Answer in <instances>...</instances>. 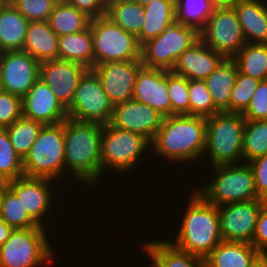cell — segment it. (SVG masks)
Instances as JSON below:
<instances>
[{"label":"cell","mask_w":267,"mask_h":267,"mask_svg":"<svg viewBox=\"0 0 267 267\" xmlns=\"http://www.w3.org/2000/svg\"><path fill=\"white\" fill-rule=\"evenodd\" d=\"M209 183L195 190L206 202L220 207L226 204L259 199L254 173L249 163L242 162L211 168Z\"/></svg>","instance_id":"obj_5"},{"label":"cell","mask_w":267,"mask_h":267,"mask_svg":"<svg viewBox=\"0 0 267 267\" xmlns=\"http://www.w3.org/2000/svg\"><path fill=\"white\" fill-rule=\"evenodd\" d=\"M150 261H151L152 264H149V265L144 266V267H158V265L153 260H150Z\"/></svg>","instance_id":"obj_51"},{"label":"cell","mask_w":267,"mask_h":267,"mask_svg":"<svg viewBox=\"0 0 267 267\" xmlns=\"http://www.w3.org/2000/svg\"><path fill=\"white\" fill-rule=\"evenodd\" d=\"M199 39L197 29L174 20L159 36L141 45L143 66L171 71L181 54Z\"/></svg>","instance_id":"obj_9"},{"label":"cell","mask_w":267,"mask_h":267,"mask_svg":"<svg viewBox=\"0 0 267 267\" xmlns=\"http://www.w3.org/2000/svg\"><path fill=\"white\" fill-rule=\"evenodd\" d=\"M29 21H48L58 0H10Z\"/></svg>","instance_id":"obj_41"},{"label":"cell","mask_w":267,"mask_h":267,"mask_svg":"<svg viewBox=\"0 0 267 267\" xmlns=\"http://www.w3.org/2000/svg\"><path fill=\"white\" fill-rule=\"evenodd\" d=\"M238 68L232 58H225L204 80L214 106L220 112H229L230 94L235 84Z\"/></svg>","instance_id":"obj_28"},{"label":"cell","mask_w":267,"mask_h":267,"mask_svg":"<svg viewBox=\"0 0 267 267\" xmlns=\"http://www.w3.org/2000/svg\"><path fill=\"white\" fill-rule=\"evenodd\" d=\"M144 12V24L137 36L140 45L159 36L171 22L176 20L175 0H154L144 6Z\"/></svg>","instance_id":"obj_29"},{"label":"cell","mask_w":267,"mask_h":267,"mask_svg":"<svg viewBox=\"0 0 267 267\" xmlns=\"http://www.w3.org/2000/svg\"><path fill=\"white\" fill-rule=\"evenodd\" d=\"M199 37L208 47L225 58H233L246 44L237 13L227 0H221L215 6L199 31Z\"/></svg>","instance_id":"obj_11"},{"label":"cell","mask_w":267,"mask_h":267,"mask_svg":"<svg viewBox=\"0 0 267 267\" xmlns=\"http://www.w3.org/2000/svg\"><path fill=\"white\" fill-rule=\"evenodd\" d=\"M0 217L13 229L42 227L29 216L19 197L7 186L6 182H4Z\"/></svg>","instance_id":"obj_36"},{"label":"cell","mask_w":267,"mask_h":267,"mask_svg":"<svg viewBox=\"0 0 267 267\" xmlns=\"http://www.w3.org/2000/svg\"><path fill=\"white\" fill-rule=\"evenodd\" d=\"M163 118L157 110L131 99L113 107L109 124L117 129L141 134L151 142Z\"/></svg>","instance_id":"obj_17"},{"label":"cell","mask_w":267,"mask_h":267,"mask_svg":"<svg viewBox=\"0 0 267 267\" xmlns=\"http://www.w3.org/2000/svg\"><path fill=\"white\" fill-rule=\"evenodd\" d=\"M143 67L141 59L107 62L94 66L92 70L99 77L103 90L113 106L133 99L135 81Z\"/></svg>","instance_id":"obj_15"},{"label":"cell","mask_w":267,"mask_h":267,"mask_svg":"<svg viewBox=\"0 0 267 267\" xmlns=\"http://www.w3.org/2000/svg\"><path fill=\"white\" fill-rule=\"evenodd\" d=\"M133 99L157 110L164 117L170 116L167 70L143 66L136 77Z\"/></svg>","instance_id":"obj_20"},{"label":"cell","mask_w":267,"mask_h":267,"mask_svg":"<svg viewBox=\"0 0 267 267\" xmlns=\"http://www.w3.org/2000/svg\"><path fill=\"white\" fill-rule=\"evenodd\" d=\"M151 142L143 135L117 129L109 123L103 125L101 132V177L110 169L112 174H125L137 163L145 158L146 152L151 150ZM125 172V173H124Z\"/></svg>","instance_id":"obj_8"},{"label":"cell","mask_w":267,"mask_h":267,"mask_svg":"<svg viewBox=\"0 0 267 267\" xmlns=\"http://www.w3.org/2000/svg\"><path fill=\"white\" fill-rule=\"evenodd\" d=\"M28 23L10 1L0 3V52L23 50Z\"/></svg>","instance_id":"obj_25"},{"label":"cell","mask_w":267,"mask_h":267,"mask_svg":"<svg viewBox=\"0 0 267 267\" xmlns=\"http://www.w3.org/2000/svg\"><path fill=\"white\" fill-rule=\"evenodd\" d=\"M22 116V98L0 90V129L12 125Z\"/></svg>","instance_id":"obj_42"},{"label":"cell","mask_w":267,"mask_h":267,"mask_svg":"<svg viewBox=\"0 0 267 267\" xmlns=\"http://www.w3.org/2000/svg\"><path fill=\"white\" fill-rule=\"evenodd\" d=\"M263 255L267 259V250L263 253Z\"/></svg>","instance_id":"obj_53"},{"label":"cell","mask_w":267,"mask_h":267,"mask_svg":"<svg viewBox=\"0 0 267 267\" xmlns=\"http://www.w3.org/2000/svg\"><path fill=\"white\" fill-rule=\"evenodd\" d=\"M261 255L250 243L223 240L205 259L207 267H251Z\"/></svg>","instance_id":"obj_23"},{"label":"cell","mask_w":267,"mask_h":267,"mask_svg":"<svg viewBox=\"0 0 267 267\" xmlns=\"http://www.w3.org/2000/svg\"><path fill=\"white\" fill-rule=\"evenodd\" d=\"M221 0H175L176 20L200 31Z\"/></svg>","instance_id":"obj_33"},{"label":"cell","mask_w":267,"mask_h":267,"mask_svg":"<svg viewBox=\"0 0 267 267\" xmlns=\"http://www.w3.org/2000/svg\"><path fill=\"white\" fill-rule=\"evenodd\" d=\"M0 90H2V85H1V72H0Z\"/></svg>","instance_id":"obj_52"},{"label":"cell","mask_w":267,"mask_h":267,"mask_svg":"<svg viewBox=\"0 0 267 267\" xmlns=\"http://www.w3.org/2000/svg\"><path fill=\"white\" fill-rule=\"evenodd\" d=\"M255 181V189L259 199L267 201V154L249 162Z\"/></svg>","instance_id":"obj_44"},{"label":"cell","mask_w":267,"mask_h":267,"mask_svg":"<svg viewBox=\"0 0 267 267\" xmlns=\"http://www.w3.org/2000/svg\"><path fill=\"white\" fill-rule=\"evenodd\" d=\"M237 13L246 43L267 44V0H227Z\"/></svg>","instance_id":"obj_22"},{"label":"cell","mask_w":267,"mask_h":267,"mask_svg":"<svg viewBox=\"0 0 267 267\" xmlns=\"http://www.w3.org/2000/svg\"><path fill=\"white\" fill-rule=\"evenodd\" d=\"M190 115L210 117L220 112L212 101V97L204 80H189Z\"/></svg>","instance_id":"obj_40"},{"label":"cell","mask_w":267,"mask_h":267,"mask_svg":"<svg viewBox=\"0 0 267 267\" xmlns=\"http://www.w3.org/2000/svg\"><path fill=\"white\" fill-rule=\"evenodd\" d=\"M265 205L266 201L253 199L218 207L222 240L252 244L257 219Z\"/></svg>","instance_id":"obj_13"},{"label":"cell","mask_w":267,"mask_h":267,"mask_svg":"<svg viewBox=\"0 0 267 267\" xmlns=\"http://www.w3.org/2000/svg\"><path fill=\"white\" fill-rule=\"evenodd\" d=\"M2 90L23 98L39 79L40 62L23 50L0 53Z\"/></svg>","instance_id":"obj_14"},{"label":"cell","mask_w":267,"mask_h":267,"mask_svg":"<svg viewBox=\"0 0 267 267\" xmlns=\"http://www.w3.org/2000/svg\"><path fill=\"white\" fill-rule=\"evenodd\" d=\"M58 59L94 67L92 30L89 26L82 32L58 36Z\"/></svg>","instance_id":"obj_27"},{"label":"cell","mask_w":267,"mask_h":267,"mask_svg":"<svg viewBox=\"0 0 267 267\" xmlns=\"http://www.w3.org/2000/svg\"><path fill=\"white\" fill-rule=\"evenodd\" d=\"M243 162L267 154V120H246L243 135Z\"/></svg>","instance_id":"obj_34"},{"label":"cell","mask_w":267,"mask_h":267,"mask_svg":"<svg viewBox=\"0 0 267 267\" xmlns=\"http://www.w3.org/2000/svg\"><path fill=\"white\" fill-rule=\"evenodd\" d=\"M46 227L13 229L0 247V267H42L54 263L55 251ZM48 236V237H47Z\"/></svg>","instance_id":"obj_6"},{"label":"cell","mask_w":267,"mask_h":267,"mask_svg":"<svg viewBox=\"0 0 267 267\" xmlns=\"http://www.w3.org/2000/svg\"><path fill=\"white\" fill-rule=\"evenodd\" d=\"M189 80L167 70V88L171 101V115H190Z\"/></svg>","instance_id":"obj_39"},{"label":"cell","mask_w":267,"mask_h":267,"mask_svg":"<svg viewBox=\"0 0 267 267\" xmlns=\"http://www.w3.org/2000/svg\"><path fill=\"white\" fill-rule=\"evenodd\" d=\"M94 66L107 62L141 59L137 37L123 30L106 15L91 19Z\"/></svg>","instance_id":"obj_10"},{"label":"cell","mask_w":267,"mask_h":267,"mask_svg":"<svg viewBox=\"0 0 267 267\" xmlns=\"http://www.w3.org/2000/svg\"><path fill=\"white\" fill-rule=\"evenodd\" d=\"M51 29L58 35L82 32L90 25L91 18L64 0L56 3L48 20Z\"/></svg>","instance_id":"obj_31"},{"label":"cell","mask_w":267,"mask_h":267,"mask_svg":"<svg viewBox=\"0 0 267 267\" xmlns=\"http://www.w3.org/2000/svg\"><path fill=\"white\" fill-rule=\"evenodd\" d=\"M13 228L0 217V247L9 238Z\"/></svg>","instance_id":"obj_47"},{"label":"cell","mask_w":267,"mask_h":267,"mask_svg":"<svg viewBox=\"0 0 267 267\" xmlns=\"http://www.w3.org/2000/svg\"><path fill=\"white\" fill-rule=\"evenodd\" d=\"M54 180L21 176L10 182L7 186L19 197L29 216L39 225L44 227V219L54 205ZM52 190V191H51Z\"/></svg>","instance_id":"obj_16"},{"label":"cell","mask_w":267,"mask_h":267,"mask_svg":"<svg viewBox=\"0 0 267 267\" xmlns=\"http://www.w3.org/2000/svg\"><path fill=\"white\" fill-rule=\"evenodd\" d=\"M67 4L76 7L91 19L106 15V0H64Z\"/></svg>","instance_id":"obj_45"},{"label":"cell","mask_w":267,"mask_h":267,"mask_svg":"<svg viewBox=\"0 0 267 267\" xmlns=\"http://www.w3.org/2000/svg\"><path fill=\"white\" fill-rule=\"evenodd\" d=\"M64 161L63 122L43 125L29 153L23 159V173L28 177L47 178L54 181L56 179L57 181L64 175L66 176Z\"/></svg>","instance_id":"obj_7"},{"label":"cell","mask_w":267,"mask_h":267,"mask_svg":"<svg viewBox=\"0 0 267 267\" xmlns=\"http://www.w3.org/2000/svg\"><path fill=\"white\" fill-rule=\"evenodd\" d=\"M252 245L263 254L267 250V204L259 213Z\"/></svg>","instance_id":"obj_46"},{"label":"cell","mask_w":267,"mask_h":267,"mask_svg":"<svg viewBox=\"0 0 267 267\" xmlns=\"http://www.w3.org/2000/svg\"><path fill=\"white\" fill-rule=\"evenodd\" d=\"M251 267H267V259L262 254Z\"/></svg>","instance_id":"obj_48"},{"label":"cell","mask_w":267,"mask_h":267,"mask_svg":"<svg viewBox=\"0 0 267 267\" xmlns=\"http://www.w3.org/2000/svg\"><path fill=\"white\" fill-rule=\"evenodd\" d=\"M144 6L134 0H108L106 16L123 30L140 34L145 19Z\"/></svg>","instance_id":"obj_30"},{"label":"cell","mask_w":267,"mask_h":267,"mask_svg":"<svg viewBox=\"0 0 267 267\" xmlns=\"http://www.w3.org/2000/svg\"><path fill=\"white\" fill-rule=\"evenodd\" d=\"M87 67L63 60H48L40 63L39 78L47 84L59 103L67 109L73 100L79 80Z\"/></svg>","instance_id":"obj_18"},{"label":"cell","mask_w":267,"mask_h":267,"mask_svg":"<svg viewBox=\"0 0 267 267\" xmlns=\"http://www.w3.org/2000/svg\"><path fill=\"white\" fill-rule=\"evenodd\" d=\"M232 59L239 72L267 80V44L246 43Z\"/></svg>","instance_id":"obj_32"},{"label":"cell","mask_w":267,"mask_h":267,"mask_svg":"<svg viewBox=\"0 0 267 267\" xmlns=\"http://www.w3.org/2000/svg\"><path fill=\"white\" fill-rule=\"evenodd\" d=\"M42 126L43 124L38 121L21 116L5 128L13 148L22 160L29 153Z\"/></svg>","instance_id":"obj_35"},{"label":"cell","mask_w":267,"mask_h":267,"mask_svg":"<svg viewBox=\"0 0 267 267\" xmlns=\"http://www.w3.org/2000/svg\"><path fill=\"white\" fill-rule=\"evenodd\" d=\"M134 1H136L137 3H139L142 6H146L154 0H134Z\"/></svg>","instance_id":"obj_50"},{"label":"cell","mask_w":267,"mask_h":267,"mask_svg":"<svg viewBox=\"0 0 267 267\" xmlns=\"http://www.w3.org/2000/svg\"><path fill=\"white\" fill-rule=\"evenodd\" d=\"M192 192L178 233L169 242L182 251L206 258L223 241L220 216L218 207L206 202L195 190Z\"/></svg>","instance_id":"obj_3"},{"label":"cell","mask_w":267,"mask_h":267,"mask_svg":"<svg viewBox=\"0 0 267 267\" xmlns=\"http://www.w3.org/2000/svg\"><path fill=\"white\" fill-rule=\"evenodd\" d=\"M245 120H267V80H261L250 104L242 113Z\"/></svg>","instance_id":"obj_43"},{"label":"cell","mask_w":267,"mask_h":267,"mask_svg":"<svg viewBox=\"0 0 267 267\" xmlns=\"http://www.w3.org/2000/svg\"><path fill=\"white\" fill-rule=\"evenodd\" d=\"M141 246L158 267H207L205 258L178 249L169 239L146 241Z\"/></svg>","instance_id":"obj_26"},{"label":"cell","mask_w":267,"mask_h":267,"mask_svg":"<svg viewBox=\"0 0 267 267\" xmlns=\"http://www.w3.org/2000/svg\"><path fill=\"white\" fill-rule=\"evenodd\" d=\"M64 124L65 161L69 170L81 185H97L101 179V132L103 125L95 122L66 118Z\"/></svg>","instance_id":"obj_2"},{"label":"cell","mask_w":267,"mask_h":267,"mask_svg":"<svg viewBox=\"0 0 267 267\" xmlns=\"http://www.w3.org/2000/svg\"><path fill=\"white\" fill-rule=\"evenodd\" d=\"M206 118L194 115H170L163 118L151 141L152 154L174 163L195 162L203 157ZM196 160V161H195Z\"/></svg>","instance_id":"obj_1"},{"label":"cell","mask_w":267,"mask_h":267,"mask_svg":"<svg viewBox=\"0 0 267 267\" xmlns=\"http://www.w3.org/2000/svg\"><path fill=\"white\" fill-rule=\"evenodd\" d=\"M245 121L242 113L225 111L206 118L203 156L208 155L207 161L212 165L210 168L243 162L242 145Z\"/></svg>","instance_id":"obj_4"},{"label":"cell","mask_w":267,"mask_h":267,"mask_svg":"<svg viewBox=\"0 0 267 267\" xmlns=\"http://www.w3.org/2000/svg\"><path fill=\"white\" fill-rule=\"evenodd\" d=\"M3 194H4V182L0 181V212H1V203Z\"/></svg>","instance_id":"obj_49"},{"label":"cell","mask_w":267,"mask_h":267,"mask_svg":"<svg viewBox=\"0 0 267 267\" xmlns=\"http://www.w3.org/2000/svg\"><path fill=\"white\" fill-rule=\"evenodd\" d=\"M23 51L40 63L58 59V35L48 21L28 23Z\"/></svg>","instance_id":"obj_24"},{"label":"cell","mask_w":267,"mask_h":267,"mask_svg":"<svg viewBox=\"0 0 267 267\" xmlns=\"http://www.w3.org/2000/svg\"><path fill=\"white\" fill-rule=\"evenodd\" d=\"M22 116L43 125L62 123L68 117L52 89L40 78L22 98Z\"/></svg>","instance_id":"obj_19"},{"label":"cell","mask_w":267,"mask_h":267,"mask_svg":"<svg viewBox=\"0 0 267 267\" xmlns=\"http://www.w3.org/2000/svg\"><path fill=\"white\" fill-rule=\"evenodd\" d=\"M260 81L238 71L230 94L229 112L243 113L250 104Z\"/></svg>","instance_id":"obj_38"},{"label":"cell","mask_w":267,"mask_h":267,"mask_svg":"<svg viewBox=\"0 0 267 267\" xmlns=\"http://www.w3.org/2000/svg\"><path fill=\"white\" fill-rule=\"evenodd\" d=\"M24 176L23 160L13 148L6 129H0V181L10 182Z\"/></svg>","instance_id":"obj_37"},{"label":"cell","mask_w":267,"mask_h":267,"mask_svg":"<svg viewBox=\"0 0 267 267\" xmlns=\"http://www.w3.org/2000/svg\"><path fill=\"white\" fill-rule=\"evenodd\" d=\"M224 59L199 39L181 54L171 71L188 80H205Z\"/></svg>","instance_id":"obj_21"},{"label":"cell","mask_w":267,"mask_h":267,"mask_svg":"<svg viewBox=\"0 0 267 267\" xmlns=\"http://www.w3.org/2000/svg\"><path fill=\"white\" fill-rule=\"evenodd\" d=\"M113 107L99 77L88 69L79 80L72 103L66 111L68 118L73 120L106 125L111 120Z\"/></svg>","instance_id":"obj_12"}]
</instances>
